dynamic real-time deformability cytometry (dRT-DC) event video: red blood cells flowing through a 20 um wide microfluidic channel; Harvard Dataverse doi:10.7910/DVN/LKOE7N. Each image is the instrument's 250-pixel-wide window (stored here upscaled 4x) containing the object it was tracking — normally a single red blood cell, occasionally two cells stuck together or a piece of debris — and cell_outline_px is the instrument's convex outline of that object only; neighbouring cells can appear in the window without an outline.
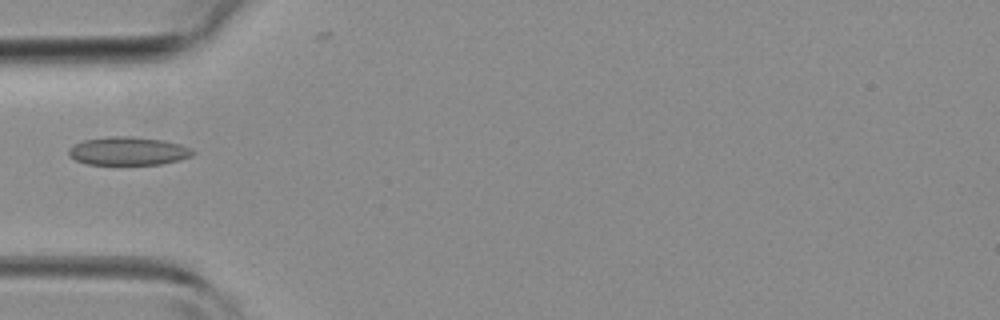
{"species": "common noctule bat (a hibernating species)", "species_latin": "Nyctalus noctula", "temperature_condition": "room temperature", "stored_images_in_passage": 4, "camera_frame_rate_fps": 3000, "um_per_image_px": 0.085, "animal": {"sex": "female", "body_mass_g": 19.3, "forearm_length_mm": 54.1}, "frame": {"image": 1, "passage_image": 4, "time_ms": 3.333, "image_size_px": [1000, 320], "cell_outline_px": [[196, 152], [192, 156], [180, 160], [160, 164], [88, 164], [76, 160], [68, 156], [68, 148], [84, 140], [108, 136], [132, 136], [164, 140], [180, 144], [192, 148]], "centroid_in_image_um": [10.92, 12.83], "position_along_channel_um": 74.1, "area_um2": 20.58}}